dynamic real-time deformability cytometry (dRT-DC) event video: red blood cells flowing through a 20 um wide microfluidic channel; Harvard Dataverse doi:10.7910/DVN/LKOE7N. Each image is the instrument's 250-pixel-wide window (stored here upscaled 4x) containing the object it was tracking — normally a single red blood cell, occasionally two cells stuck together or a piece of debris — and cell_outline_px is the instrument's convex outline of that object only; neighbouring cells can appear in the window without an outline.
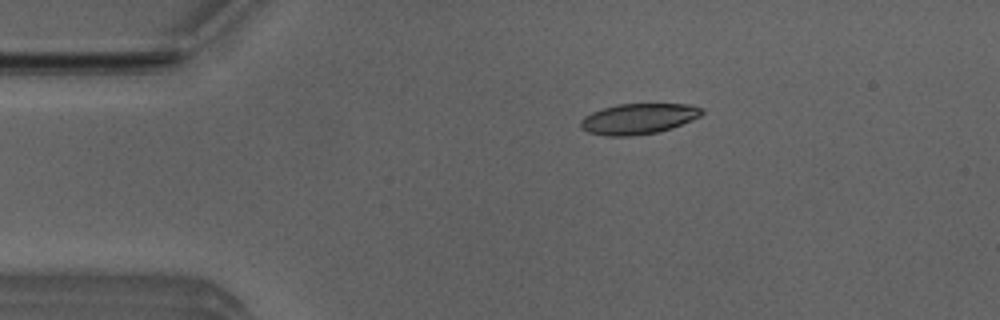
{"species": "Egyptian fruit bat (a non-hibernating species)", "species_latin": "Rousettus aegyptiacus", "temperature_condition": "room temperature", "stored_images_in_passage": 6, "camera_frame_rate_fps": 3000, "um_per_image_px": 0.085, "animal": {"sex": "male"}, "frame": {"image": 1, "passage_image": 6, "time_ms": 1.667, "image_size_px": [1000, 320], "cell_outline_px": [[704, 112], [700, 116], [692, 120], [672, 128], [656, 132], [632, 136], [608, 136], [588, 132], [580, 128], [580, 120], [584, 116], [592, 112], [604, 108], [620, 104], [688, 104], [704, 108]], "centroid_in_image_um": [54.27, 10.1], "position_along_channel_um": 30.7, "area_um2": 21.62}}